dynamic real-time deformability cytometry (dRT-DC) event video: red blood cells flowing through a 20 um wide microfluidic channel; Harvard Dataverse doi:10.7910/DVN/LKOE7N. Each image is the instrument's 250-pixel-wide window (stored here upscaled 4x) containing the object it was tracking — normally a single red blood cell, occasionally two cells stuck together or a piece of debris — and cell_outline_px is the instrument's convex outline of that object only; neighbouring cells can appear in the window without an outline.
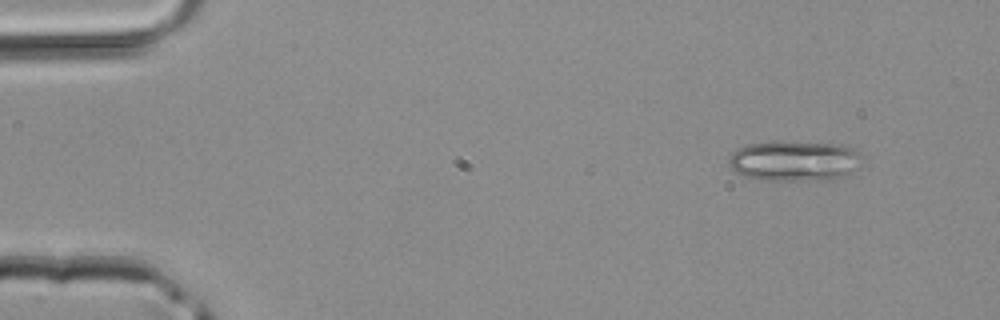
{"species": "common noctule bat (a hibernating species)", "species_latin": "Nyctalus noctula", "temperature_condition": "room temperature", "stored_images_in_passage": 3, "camera_frame_rate_fps": 3000, "um_per_image_px": 0.085, "animal": {"sex": "male", "body_mass_g": 20.4}, "frame": {"image": 1, "passage_image": 3, "time_ms": 0.667, "image_size_px": [1000, 320], "cell_outline_px": [[860, 168], [832, 180], [764, 180], [744, 176], [736, 172], [728, 164], [728, 160], [732, 152], [748, 144], [776, 140], [780, 140], [848, 144], [856, 148], [860, 152]], "centroid_in_image_um": [67.57, 13.64], "position_along_channel_um": 17.4, "area_um2": 32.19}}